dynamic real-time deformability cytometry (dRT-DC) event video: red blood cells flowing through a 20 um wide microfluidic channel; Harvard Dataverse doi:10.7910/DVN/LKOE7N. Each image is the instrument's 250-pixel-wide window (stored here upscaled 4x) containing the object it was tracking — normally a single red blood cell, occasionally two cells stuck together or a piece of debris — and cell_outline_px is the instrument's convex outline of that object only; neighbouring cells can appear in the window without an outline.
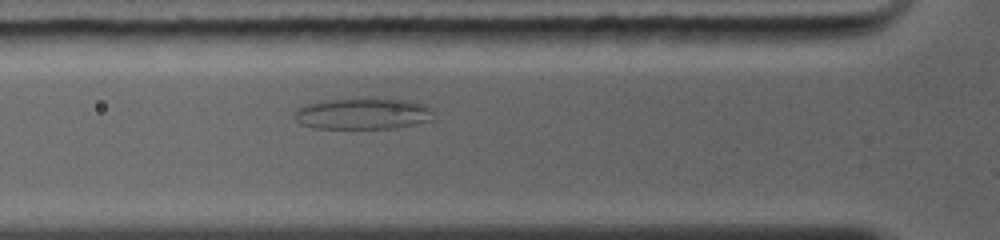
{"species": "common noctule bat (a hibernating species)", "species_latin": "Nyctalus noctula", "temperature_condition": "warm", "stored_images_in_passage": 22, "camera_frame_rate_fps": 5000, "um_per_image_px": 0.085, "animal": {"sex": "female", "body_mass_g": 19.0, "forearm_length_mm": 56.7}, "frame": {"image": 1, "passage_image": 6, "time_ms": 3.8, "image_size_px": [1000, 240], "cell_outline_px": [[432, 120], [416, 124], [396, 128], [312, 128], [300, 124], [296, 120], [296, 108], [304, 104], [328, 100], [408, 100], [424, 104], [432, 108]], "centroid_in_image_um": [30.84, 9.69], "position_along_channel_um": 95.0, "area_um2": 24.91}}
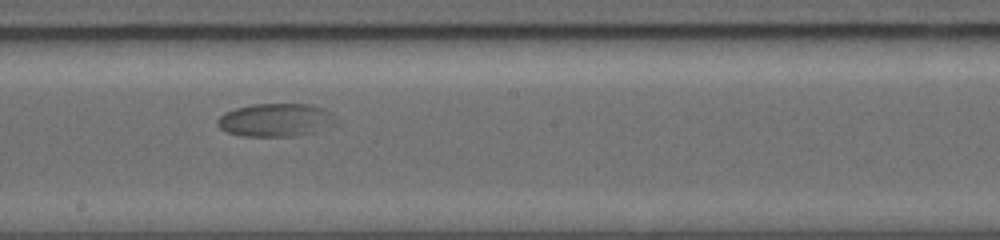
{"frame": {"image": 2, "passage_image": 11, "time_ms": 7.0, "image_size_px": [1000, 240], "cell_outline_px": [[340, 124], [316, 132], [296, 136], [240, 136], [228, 132], [220, 128], [216, 124], [216, 120], [224, 112], [236, 108], [252, 104], [312, 104], [324, 108], [332, 112], [340, 120]], "centroid_in_image_um": [23.53, 10.2], "position_along_channel_um": 224.7, "area_um2": 23.52}}
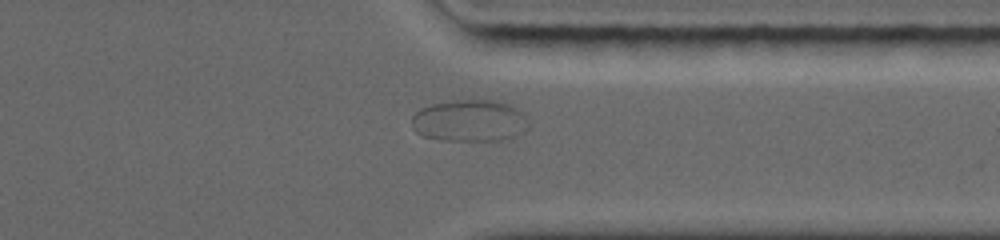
{"frame": {"image": 3, "passage_image": 17, "time_ms": 10.6, "image_size_px": [1000, 240], "cell_outline_px": [[528, 124], [512, 140], [440, 140], [424, 136], [416, 132], [412, 128], [412, 116], [420, 108], [432, 104], [456, 100], [500, 100], [524, 112]], "centroid_in_image_um": [39.92, 10.26], "position_along_channel_um": 371.5, "area_um2": 28.61}}